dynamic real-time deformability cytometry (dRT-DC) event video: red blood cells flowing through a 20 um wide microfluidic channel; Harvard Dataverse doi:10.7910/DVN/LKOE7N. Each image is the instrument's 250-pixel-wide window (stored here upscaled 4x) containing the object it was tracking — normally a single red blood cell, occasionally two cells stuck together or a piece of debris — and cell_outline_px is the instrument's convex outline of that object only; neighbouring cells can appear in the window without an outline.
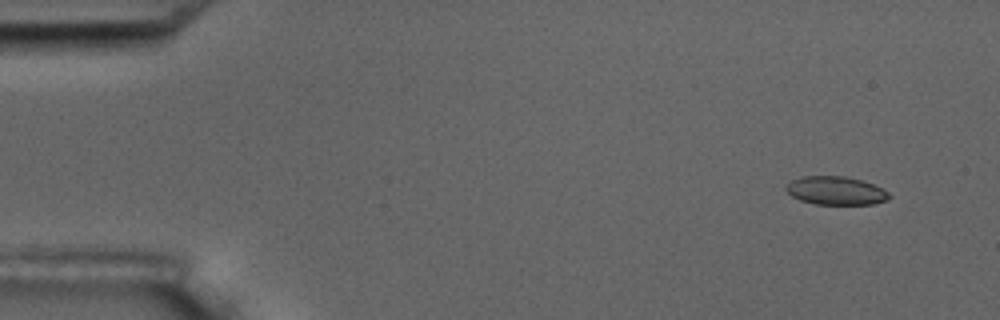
{"species": "common noctule bat (a hibernating species)", "species_latin": "Nyctalus noctula", "temperature_condition": "room temperature", "stored_images_in_passage": 3, "camera_frame_rate_fps": 3000, "um_per_image_px": 0.085, "animal": {"sex": "male", "body_mass_g": 17.5, "forearm_length_mm": 52.3}, "frame": {"image": 1, "passage_image": 1, "time_ms": 0.0, "image_size_px": [1000, 320], "cell_outline_px": [[892, 196], [888, 200], [872, 204], [816, 204], [800, 200], [792, 196], [784, 188], [792, 180], [800, 176], [844, 176], [860, 180], [872, 184], [888, 192]], "centroid_in_image_um": [71.03, 16.21], "position_along_channel_um": 14.0, "area_um2": 16.94}}